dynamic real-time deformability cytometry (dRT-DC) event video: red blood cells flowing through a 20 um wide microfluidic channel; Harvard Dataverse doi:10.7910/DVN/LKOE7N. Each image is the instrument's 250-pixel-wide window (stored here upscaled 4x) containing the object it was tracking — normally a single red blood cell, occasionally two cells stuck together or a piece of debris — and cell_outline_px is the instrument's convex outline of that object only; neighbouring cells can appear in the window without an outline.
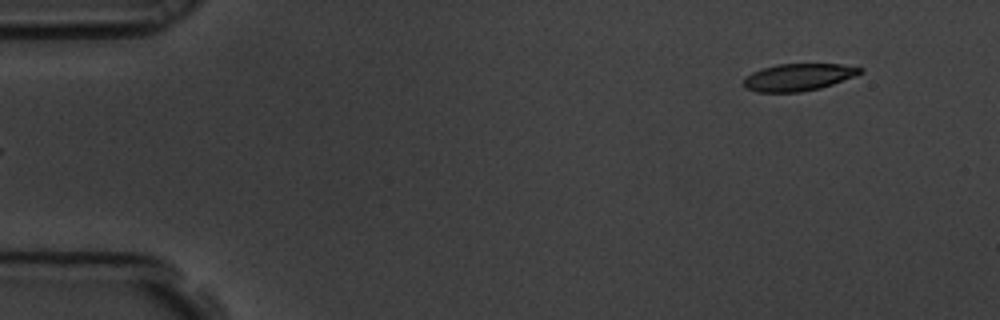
{"species": "common noctule bat (a hibernating species)", "species_latin": "Nyctalus noctula", "temperature_condition": "room temperature", "stored_images_in_passage": 6, "segment_of_instrument_passage": [2, 2], "camera_frame_rate_fps": 3000, "um_per_image_px": 0.085, "animal": {"sex": "male", "body_mass_g": 19.5, "forearm_length_mm": 54.6}, "frame": {"image": 1, "passage_image": 6, "time_ms": 1.667, "image_size_px": [1000, 320], "cell_outline_px": [[864, 72], [832, 84], [820, 88], [800, 92], [756, 92], [744, 88], [744, 80], [752, 72], [760, 68], [776, 64], [840, 64], [864, 68]], "centroid_in_image_um": [67.84, 6.55], "position_along_channel_um": 17.2, "area_um2": 18.44}}